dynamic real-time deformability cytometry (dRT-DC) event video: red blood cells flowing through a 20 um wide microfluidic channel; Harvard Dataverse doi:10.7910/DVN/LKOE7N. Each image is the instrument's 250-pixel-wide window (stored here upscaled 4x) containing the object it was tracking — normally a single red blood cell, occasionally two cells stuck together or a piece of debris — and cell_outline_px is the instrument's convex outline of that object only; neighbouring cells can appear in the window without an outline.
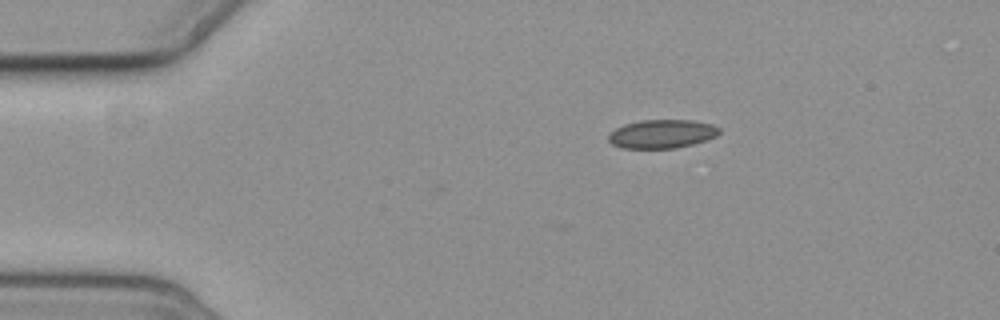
{"species": "common noctule bat (a hibernating species)", "species_latin": "Nyctalus noctula", "temperature_condition": "cold", "stored_images_in_passage": 3, "camera_frame_rate_fps": 3000, "um_per_image_px": 0.085, "animal": {"sex": "female", "body_mass_g": 19.3, "forearm_length_mm": 54.1}, "frame": {"image": 1, "passage_image": 3, "time_ms": 3.333, "image_size_px": [1000, 320], "cell_outline_px": [[720, 132], [716, 136], [692, 144], [676, 148], [620, 148], [612, 144], [608, 140], [608, 136], [616, 128], [624, 124], [640, 120], [692, 120], [712, 124], [720, 128]], "centroid_in_image_um": [56.25, 11.38], "position_along_channel_um": 28.7, "area_um2": 18.44}}